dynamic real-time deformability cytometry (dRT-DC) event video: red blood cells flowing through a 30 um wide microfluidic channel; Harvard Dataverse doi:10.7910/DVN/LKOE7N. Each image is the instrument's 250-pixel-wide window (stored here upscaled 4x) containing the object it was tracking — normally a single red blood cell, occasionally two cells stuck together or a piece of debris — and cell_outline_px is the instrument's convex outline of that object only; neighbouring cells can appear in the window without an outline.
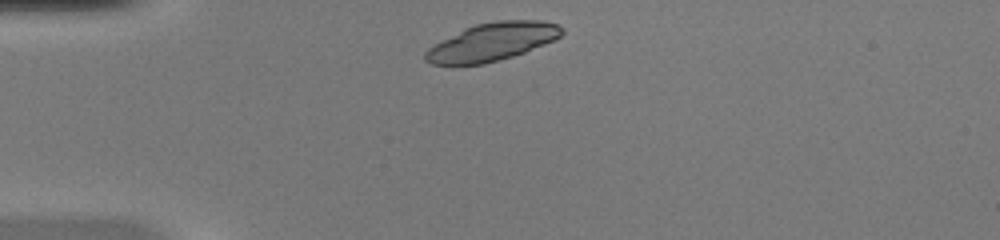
{"species": "common noctule bat (a hibernating species)", "species_latin": "Nyctalus noctula", "temperature_condition": "warm", "stored_images_in_passage": 38, "camera_frame_rate_fps": 3000, "um_per_image_px": 0.085, "animal": {"sex": "female", "body_mass_g": 20.0, "forearm_length_mm": 54.0}, "frame": {"image": 1, "passage_image": 1, "time_ms": 0.0, "image_size_px": [1000, 240], "cell_outline_px": [[564, 32], [556, 40], [524, 52], [512, 56], [484, 64], [452, 68], [432, 64], [424, 60], [424, 52], [428, 48], [464, 28], [476, 24], [496, 20], [540, 20], [556, 24], [564, 28]], "centroid_in_image_um": [41.78, 3.59], "position_along_channel_um": 43.2, "area_um2": 30.75}}